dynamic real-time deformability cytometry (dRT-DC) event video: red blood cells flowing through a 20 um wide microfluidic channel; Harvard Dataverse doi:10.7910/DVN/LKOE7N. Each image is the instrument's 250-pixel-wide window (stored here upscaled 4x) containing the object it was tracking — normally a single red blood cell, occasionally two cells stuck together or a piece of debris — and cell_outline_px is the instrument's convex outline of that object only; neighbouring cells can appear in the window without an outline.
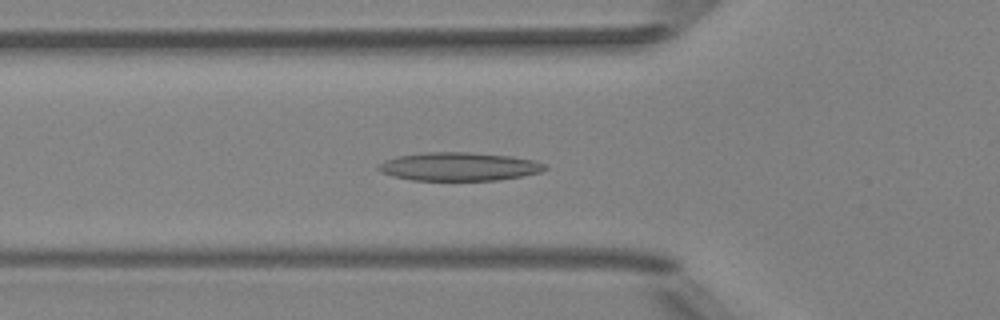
{"species": "Egyptian fruit bat (a non-hibernating species)", "species_latin": "Rousettus aegyptiacus", "temperature_condition": "room temperature", "stored_images_in_passage": 39, "camera_frame_rate_fps": 3000, "um_per_image_px": 0.085, "animal": {"sex": "female"}, "frame": {"image": 1, "passage_image": 10, "time_ms": 3.0, "image_size_px": [1000, 320], "cell_outline_px": [[548, 168], [540, 172], [520, 176], [496, 180], [412, 180], [392, 176], [380, 172], [376, 168], [384, 160], [396, 156], [424, 152], [468, 152], [512, 156], [532, 160], [544, 164]], "centroid_in_image_um": [38.96, 14.15], "position_along_channel_um": 86.8, "area_um2": 27.51}}
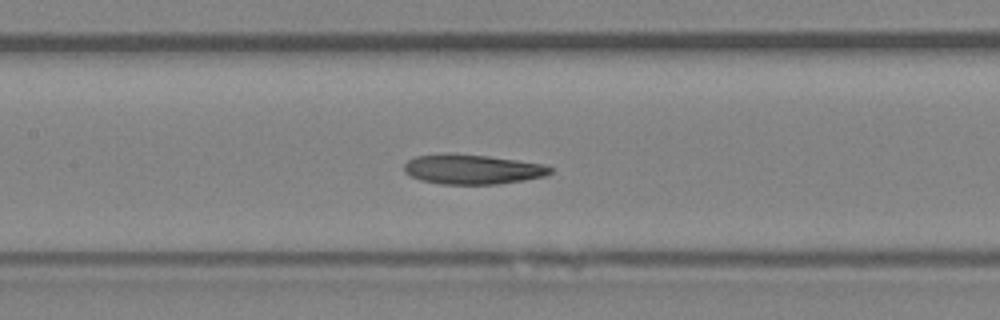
{"frame": {"image": 2, "passage_image": 16, "time_ms": 5.0, "image_size_px": [1000, 320], "cell_outline_px": [[552, 172], [544, 176], [524, 180], [496, 184], [440, 184], [420, 180], [404, 172], [404, 164], [408, 160], [416, 156], [448, 152], [488, 156], [544, 164], [552, 168]], "centroid_in_image_um": [40.12, 14.38], "position_along_channel_um": 167.3, "area_um2": 25.43}}
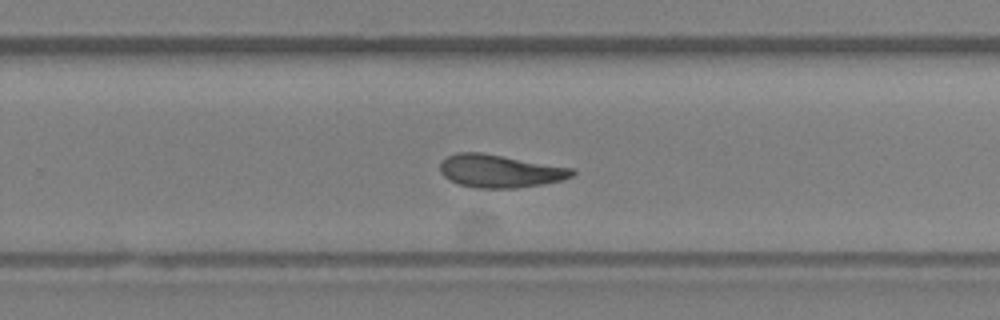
{"frame": {"image": 3, "passage_image": 25, "time_ms": 8.0, "image_size_px": [1000, 320], "cell_outline_px": [[576, 172], [572, 176], [560, 180], [544, 184], [516, 188], [476, 188], [460, 184], [444, 176], [440, 172], [440, 160], [456, 152], [480, 152], [572, 168]], "centroid_in_image_um": [42.46, 14.54], "position_along_channel_um": 287.3, "area_um2": 25.14}, "authors_computed_cell_mechanics": {"area_um2": 25.3742, "velocity_mm_per_s": 4.0181, "shape_relaxation_time_tau1_ms": 10.7441, "shape_relaxation_time_tau2_ms": 5.7307, "deformation_change_tau1": 0.2387, "deformation_change_tau2": 0.1536}}